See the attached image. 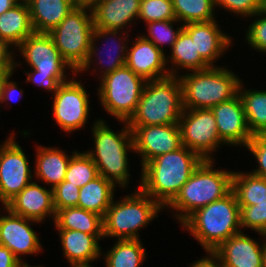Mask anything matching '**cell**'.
<instances>
[{"instance_id": "obj_1", "label": "cell", "mask_w": 266, "mask_h": 267, "mask_svg": "<svg viewBox=\"0 0 266 267\" xmlns=\"http://www.w3.org/2000/svg\"><path fill=\"white\" fill-rule=\"evenodd\" d=\"M202 161L196 152L185 146L159 155L141 167L138 188L166 209Z\"/></svg>"}, {"instance_id": "obj_2", "label": "cell", "mask_w": 266, "mask_h": 267, "mask_svg": "<svg viewBox=\"0 0 266 267\" xmlns=\"http://www.w3.org/2000/svg\"><path fill=\"white\" fill-rule=\"evenodd\" d=\"M181 225L207 252L216 250L224 241L241 231L240 206L231 190L223 198L190 214Z\"/></svg>"}, {"instance_id": "obj_3", "label": "cell", "mask_w": 266, "mask_h": 267, "mask_svg": "<svg viewBox=\"0 0 266 267\" xmlns=\"http://www.w3.org/2000/svg\"><path fill=\"white\" fill-rule=\"evenodd\" d=\"M182 85L177 76L147 81L128 126L178 124L183 113Z\"/></svg>"}, {"instance_id": "obj_4", "label": "cell", "mask_w": 266, "mask_h": 267, "mask_svg": "<svg viewBox=\"0 0 266 267\" xmlns=\"http://www.w3.org/2000/svg\"><path fill=\"white\" fill-rule=\"evenodd\" d=\"M91 130L95 148L86 153L95 163L98 174L115 186L119 184L120 187L126 188L131 176L127 152L132 150L134 152L132 132L127 122L123 129L116 133L106 125L104 119H98Z\"/></svg>"}, {"instance_id": "obj_5", "label": "cell", "mask_w": 266, "mask_h": 267, "mask_svg": "<svg viewBox=\"0 0 266 267\" xmlns=\"http://www.w3.org/2000/svg\"><path fill=\"white\" fill-rule=\"evenodd\" d=\"M213 160H203L167 207L177 210L180 224L195 210L223 198L232 190V171L214 169Z\"/></svg>"}, {"instance_id": "obj_6", "label": "cell", "mask_w": 266, "mask_h": 267, "mask_svg": "<svg viewBox=\"0 0 266 267\" xmlns=\"http://www.w3.org/2000/svg\"><path fill=\"white\" fill-rule=\"evenodd\" d=\"M178 77L184 109H211L235 97L241 83L237 74L217 65Z\"/></svg>"}, {"instance_id": "obj_7", "label": "cell", "mask_w": 266, "mask_h": 267, "mask_svg": "<svg viewBox=\"0 0 266 267\" xmlns=\"http://www.w3.org/2000/svg\"><path fill=\"white\" fill-rule=\"evenodd\" d=\"M164 209L138 188L133 194L114 199L103 217L104 238L140 239L139 229L149 224Z\"/></svg>"}, {"instance_id": "obj_8", "label": "cell", "mask_w": 266, "mask_h": 267, "mask_svg": "<svg viewBox=\"0 0 266 267\" xmlns=\"http://www.w3.org/2000/svg\"><path fill=\"white\" fill-rule=\"evenodd\" d=\"M98 95L104 110L120 122H127L134 114L146 80L128 66L102 76Z\"/></svg>"}, {"instance_id": "obj_9", "label": "cell", "mask_w": 266, "mask_h": 267, "mask_svg": "<svg viewBox=\"0 0 266 267\" xmlns=\"http://www.w3.org/2000/svg\"><path fill=\"white\" fill-rule=\"evenodd\" d=\"M93 29L92 10L75 7L48 33L62 58L75 72L87 59Z\"/></svg>"}, {"instance_id": "obj_10", "label": "cell", "mask_w": 266, "mask_h": 267, "mask_svg": "<svg viewBox=\"0 0 266 267\" xmlns=\"http://www.w3.org/2000/svg\"><path fill=\"white\" fill-rule=\"evenodd\" d=\"M178 125L182 146L196 152L203 160H214L212 153L218 150L219 144H225L218 135L211 109H184Z\"/></svg>"}, {"instance_id": "obj_11", "label": "cell", "mask_w": 266, "mask_h": 267, "mask_svg": "<svg viewBox=\"0 0 266 267\" xmlns=\"http://www.w3.org/2000/svg\"><path fill=\"white\" fill-rule=\"evenodd\" d=\"M73 78L63 82L53 94V116L64 132L70 133L85 126L89 115V94L80 81Z\"/></svg>"}, {"instance_id": "obj_12", "label": "cell", "mask_w": 266, "mask_h": 267, "mask_svg": "<svg viewBox=\"0 0 266 267\" xmlns=\"http://www.w3.org/2000/svg\"><path fill=\"white\" fill-rule=\"evenodd\" d=\"M14 135L0 146V202L4 206L33 181L29 159Z\"/></svg>"}, {"instance_id": "obj_13", "label": "cell", "mask_w": 266, "mask_h": 267, "mask_svg": "<svg viewBox=\"0 0 266 267\" xmlns=\"http://www.w3.org/2000/svg\"><path fill=\"white\" fill-rule=\"evenodd\" d=\"M132 132L134 152L141 156V166L159 155L182 147L178 124L129 126Z\"/></svg>"}, {"instance_id": "obj_14", "label": "cell", "mask_w": 266, "mask_h": 267, "mask_svg": "<svg viewBox=\"0 0 266 267\" xmlns=\"http://www.w3.org/2000/svg\"><path fill=\"white\" fill-rule=\"evenodd\" d=\"M3 209L7 215L0 216V245L8 247L24 266H30L23 262L21 255H35L43 249L37 234L30 227V222H39L14 214L6 207Z\"/></svg>"}, {"instance_id": "obj_15", "label": "cell", "mask_w": 266, "mask_h": 267, "mask_svg": "<svg viewBox=\"0 0 266 267\" xmlns=\"http://www.w3.org/2000/svg\"><path fill=\"white\" fill-rule=\"evenodd\" d=\"M211 110L216 119L220 139L226 145L246 147L253 135L247 126L244 107L239 94L213 106Z\"/></svg>"}, {"instance_id": "obj_16", "label": "cell", "mask_w": 266, "mask_h": 267, "mask_svg": "<svg viewBox=\"0 0 266 267\" xmlns=\"http://www.w3.org/2000/svg\"><path fill=\"white\" fill-rule=\"evenodd\" d=\"M131 46L128 47L125 65L138 76L151 81L170 75L166 66L168 57L151 41L141 35L137 36Z\"/></svg>"}, {"instance_id": "obj_17", "label": "cell", "mask_w": 266, "mask_h": 267, "mask_svg": "<svg viewBox=\"0 0 266 267\" xmlns=\"http://www.w3.org/2000/svg\"><path fill=\"white\" fill-rule=\"evenodd\" d=\"M262 243L240 232L213 252L220 258L222 267H264L266 240Z\"/></svg>"}, {"instance_id": "obj_18", "label": "cell", "mask_w": 266, "mask_h": 267, "mask_svg": "<svg viewBox=\"0 0 266 267\" xmlns=\"http://www.w3.org/2000/svg\"><path fill=\"white\" fill-rule=\"evenodd\" d=\"M4 207L14 214L37 222H43L49 215L53 221L56 217L52 189L48 190L33 181Z\"/></svg>"}, {"instance_id": "obj_19", "label": "cell", "mask_w": 266, "mask_h": 267, "mask_svg": "<svg viewBox=\"0 0 266 267\" xmlns=\"http://www.w3.org/2000/svg\"><path fill=\"white\" fill-rule=\"evenodd\" d=\"M220 28L216 20L183 25L194 42L196 52L209 66L215 65L213 62L225 54L232 42L231 36L223 33Z\"/></svg>"}, {"instance_id": "obj_20", "label": "cell", "mask_w": 266, "mask_h": 267, "mask_svg": "<svg viewBox=\"0 0 266 267\" xmlns=\"http://www.w3.org/2000/svg\"><path fill=\"white\" fill-rule=\"evenodd\" d=\"M64 257L70 265H90L101 256L99 241L103 235H92L77 230L57 229Z\"/></svg>"}, {"instance_id": "obj_21", "label": "cell", "mask_w": 266, "mask_h": 267, "mask_svg": "<svg viewBox=\"0 0 266 267\" xmlns=\"http://www.w3.org/2000/svg\"><path fill=\"white\" fill-rule=\"evenodd\" d=\"M120 32H121L120 30H114V29L94 28L93 29V33H92V37H91L90 48H89V53H88L87 59L83 63V65L75 73L78 74L79 72H82V71H84V72L86 70L88 71V69L91 68L90 65L93 64V61H94V60H92L93 57H95V58L98 57L97 58L98 59L97 62L99 64L98 66H100L101 64L107 65V66L101 65L102 67H100V70L99 71H101L102 72L101 74H103V75H100L99 78H101L102 76H105L108 73H111V72L115 71L118 68H121V67L125 66V63H126V55H127V51H128V46L125 44V42H126L125 40H129L128 39V35H127L128 32L127 31H126V33H122L121 32V35L122 34H123V36H124V34L126 35L125 39L122 38V37L120 38V36L116 37L117 34H119ZM108 36H109V38H111V36H112V38H111L112 39V42L111 43L115 44L116 47L115 48L112 47V50L113 51H110L111 50V47H110V50H108L109 51V55H107V51H106V56H107V59L108 60L105 61L104 60L105 58L101 57L102 56L101 53L103 54V52H100L98 50L99 48L96 47V40L98 41L99 38H107ZM113 37H115V38H113ZM116 38H118L117 40H119V42H117V43H116L117 40H115ZM108 40H107V43H109ZM112 52L115 53V55H113L114 58L110 54ZM101 58H103V59L100 60ZM104 61L106 63H103ZM101 68H102V70H101Z\"/></svg>"}, {"instance_id": "obj_22", "label": "cell", "mask_w": 266, "mask_h": 267, "mask_svg": "<svg viewBox=\"0 0 266 267\" xmlns=\"http://www.w3.org/2000/svg\"><path fill=\"white\" fill-rule=\"evenodd\" d=\"M141 0H104L94 9V28L122 30L139 16Z\"/></svg>"}, {"instance_id": "obj_23", "label": "cell", "mask_w": 266, "mask_h": 267, "mask_svg": "<svg viewBox=\"0 0 266 267\" xmlns=\"http://www.w3.org/2000/svg\"><path fill=\"white\" fill-rule=\"evenodd\" d=\"M34 32L30 11L25 0L0 15V41L17 48Z\"/></svg>"}, {"instance_id": "obj_24", "label": "cell", "mask_w": 266, "mask_h": 267, "mask_svg": "<svg viewBox=\"0 0 266 267\" xmlns=\"http://www.w3.org/2000/svg\"><path fill=\"white\" fill-rule=\"evenodd\" d=\"M34 176L43 183L51 185V189L60 184L64 179L72 157L59 148L38 146L36 149Z\"/></svg>"}, {"instance_id": "obj_25", "label": "cell", "mask_w": 266, "mask_h": 267, "mask_svg": "<svg viewBox=\"0 0 266 267\" xmlns=\"http://www.w3.org/2000/svg\"><path fill=\"white\" fill-rule=\"evenodd\" d=\"M34 32L49 33L75 7L66 0H26Z\"/></svg>"}, {"instance_id": "obj_26", "label": "cell", "mask_w": 266, "mask_h": 267, "mask_svg": "<svg viewBox=\"0 0 266 267\" xmlns=\"http://www.w3.org/2000/svg\"><path fill=\"white\" fill-rule=\"evenodd\" d=\"M115 185L102 175L88 182L79 190L77 207L92 211L104 217L114 199Z\"/></svg>"}, {"instance_id": "obj_27", "label": "cell", "mask_w": 266, "mask_h": 267, "mask_svg": "<svg viewBox=\"0 0 266 267\" xmlns=\"http://www.w3.org/2000/svg\"><path fill=\"white\" fill-rule=\"evenodd\" d=\"M55 228L77 230L92 235H103V217L80 207H69L56 212Z\"/></svg>"}, {"instance_id": "obj_28", "label": "cell", "mask_w": 266, "mask_h": 267, "mask_svg": "<svg viewBox=\"0 0 266 267\" xmlns=\"http://www.w3.org/2000/svg\"><path fill=\"white\" fill-rule=\"evenodd\" d=\"M171 61V66L168 67L170 75L177 76V68L185 69L190 72L207 69L210 66L200 57L199 53L196 52V47L192 41L191 36L182 29L179 33L176 42L171 49V55L169 56ZM175 68H174V67ZM174 70H173V69ZM171 69V70H170Z\"/></svg>"}, {"instance_id": "obj_29", "label": "cell", "mask_w": 266, "mask_h": 267, "mask_svg": "<svg viewBox=\"0 0 266 267\" xmlns=\"http://www.w3.org/2000/svg\"><path fill=\"white\" fill-rule=\"evenodd\" d=\"M232 191L239 206H252L266 202V178L251 172H233Z\"/></svg>"}, {"instance_id": "obj_30", "label": "cell", "mask_w": 266, "mask_h": 267, "mask_svg": "<svg viewBox=\"0 0 266 267\" xmlns=\"http://www.w3.org/2000/svg\"><path fill=\"white\" fill-rule=\"evenodd\" d=\"M140 239H118L104 255L106 267H140L146 251Z\"/></svg>"}, {"instance_id": "obj_31", "label": "cell", "mask_w": 266, "mask_h": 267, "mask_svg": "<svg viewBox=\"0 0 266 267\" xmlns=\"http://www.w3.org/2000/svg\"><path fill=\"white\" fill-rule=\"evenodd\" d=\"M242 83L238 94L243 103L247 126L252 135L266 132V91L243 90Z\"/></svg>"}, {"instance_id": "obj_32", "label": "cell", "mask_w": 266, "mask_h": 267, "mask_svg": "<svg viewBox=\"0 0 266 267\" xmlns=\"http://www.w3.org/2000/svg\"><path fill=\"white\" fill-rule=\"evenodd\" d=\"M17 49L31 68H34L41 59L62 58L48 33L33 32Z\"/></svg>"}, {"instance_id": "obj_33", "label": "cell", "mask_w": 266, "mask_h": 267, "mask_svg": "<svg viewBox=\"0 0 266 267\" xmlns=\"http://www.w3.org/2000/svg\"><path fill=\"white\" fill-rule=\"evenodd\" d=\"M173 9L178 20L183 25L193 22L215 20L214 0H172Z\"/></svg>"}, {"instance_id": "obj_34", "label": "cell", "mask_w": 266, "mask_h": 267, "mask_svg": "<svg viewBox=\"0 0 266 267\" xmlns=\"http://www.w3.org/2000/svg\"><path fill=\"white\" fill-rule=\"evenodd\" d=\"M72 154L64 181L81 188L99 175L98 170L86 151L75 150Z\"/></svg>"}, {"instance_id": "obj_35", "label": "cell", "mask_w": 266, "mask_h": 267, "mask_svg": "<svg viewBox=\"0 0 266 267\" xmlns=\"http://www.w3.org/2000/svg\"><path fill=\"white\" fill-rule=\"evenodd\" d=\"M178 20H165V21H155L147 23L148 36L146 34L142 35L146 40L151 41L157 48L163 50L161 46L170 45L171 49L177 40V37L183 26L181 25L177 30H174V23H178Z\"/></svg>"}, {"instance_id": "obj_36", "label": "cell", "mask_w": 266, "mask_h": 267, "mask_svg": "<svg viewBox=\"0 0 266 267\" xmlns=\"http://www.w3.org/2000/svg\"><path fill=\"white\" fill-rule=\"evenodd\" d=\"M138 19L145 23L176 20L172 0H141Z\"/></svg>"}, {"instance_id": "obj_37", "label": "cell", "mask_w": 266, "mask_h": 267, "mask_svg": "<svg viewBox=\"0 0 266 267\" xmlns=\"http://www.w3.org/2000/svg\"><path fill=\"white\" fill-rule=\"evenodd\" d=\"M240 225L250 228L266 239V202L252 206H240Z\"/></svg>"}, {"instance_id": "obj_38", "label": "cell", "mask_w": 266, "mask_h": 267, "mask_svg": "<svg viewBox=\"0 0 266 267\" xmlns=\"http://www.w3.org/2000/svg\"><path fill=\"white\" fill-rule=\"evenodd\" d=\"M79 190V187L64 180L55 186L52 191L56 212L65 208L76 207L79 200Z\"/></svg>"}, {"instance_id": "obj_39", "label": "cell", "mask_w": 266, "mask_h": 267, "mask_svg": "<svg viewBox=\"0 0 266 267\" xmlns=\"http://www.w3.org/2000/svg\"><path fill=\"white\" fill-rule=\"evenodd\" d=\"M253 23L249 25L248 30H246L245 39L248 44L259 52H266V15L257 12Z\"/></svg>"}, {"instance_id": "obj_40", "label": "cell", "mask_w": 266, "mask_h": 267, "mask_svg": "<svg viewBox=\"0 0 266 267\" xmlns=\"http://www.w3.org/2000/svg\"><path fill=\"white\" fill-rule=\"evenodd\" d=\"M214 4L215 8L220 6V8L223 7L233 14L243 15V17H254L261 8V0H214Z\"/></svg>"}, {"instance_id": "obj_41", "label": "cell", "mask_w": 266, "mask_h": 267, "mask_svg": "<svg viewBox=\"0 0 266 267\" xmlns=\"http://www.w3.org/2000/svg\"><path fill=\"white\" fill-rule=\"evenodd\" d=\"M246 148L254 155L259 165L251 173L266 178V132L254 134Z\"/></svg>"}, {"instance_id": "obj_42", "label": "cell", "mask_w": 266, "mask_h": 267, "mask_svg": "<svg viewBox=\"0 0 266 267\" xmlns=\"http://www.w3.org/2000/svg\"><path fill=\"white\" fill-rule=\"evenodd\" d=\"M70 68L72 72L75 71L63 58H52V60H40L34 67L37 70V75L42 76H67L65 74L66 68Z\"/></svg>"}, {"instance_id": "obj_43", "label": "cell", "mask_w": 266, "mask_h": 267, "mask_svg": "<svg viewBox=\"0 0 266 267\" xmlns=\"http://www.w3.org/2000/svg\"><path fill=\"white\" fill-rule=\"evenodd\" d=\"M27 82H32L38 87L45 88L48 92H53V94L58 90L59 86L68 80H66V76H42L37 75V70L31 68V72H26Z\"/></svg>"}, {"instance_id": "obj_44", "label": "cell", "mask_w": 266, "mask_h": 267, "mask_svg": "<svg viewBox=\"0 0 266 267\" xmlns=\"http://www.w3.org/2000/svg\"><path fill=\"white\" fill-rule=\"evenodd\" d=\"M11 46L6 42L0 41V74H12L16 66L14 54L10 51Z\"/></svg>"}, {"instance_id": "obj_45", "label": "cell", "mask_w": 266, "mask_h": 267, "mask_svg": "<svg viewBox=\"0 0 266 267\" xmlns=\"http://www.w3.org/2000/svg\"><path fill=\"white\" fill-rule=\"evenodd\" d=\"M12 74H9L6 76L5 80L3 81V84H2V87H1V98H0V105L1 103L3 102H7V101H15L14 98V95L19 93L18 96L22 97V93H23V90L18 88L17 86V83L13 82V81H10V77H11ZM16 94V95H17Z\"/></svg>"}, {"instance_id": "obj_46", "label": "cell", "mask_w": 266, "mask_h": 267, "mask_svg": "<svg viewBox=\"0 0 266 267\" xmlns=\"http://www.w3.org/2000/svg\"><path fill=\"white\" fill-rule=\"evenodd\" d=\"M0 267H25L8 247L0 245Z\"/></svg>"}, {"instance_id": "obj_47", "label": "cell", "mask_w": 266, "mask_h": 267, "mask_svg": "<svg viewBox=\"0 0 266 267\" xmlns=\"http://www.w3.org/2000/svg\"><path fill=\"white\" fill-rule=\"evenodd\" d=\"M190 267H222V264L220 258L214 252L207 251V256L193 262Z\"/></svg>"}, {"instance_id": "obj_48", "label": "cell", "mask_w": 266, "mask_h": 267, "mask_svg": "<svg viewBox=\"0 0 266 267\" xmlns=\"http://www.w3.org/2000/svg\"><path fill=\"white\" fill-rule=\"evenodd\" d=\"M20 0H0V15L15 6Z\"/></svg>"}, {"instance_id": "obj_49", "label": "cell", "mask_w": 266, "mask_h": 267, "mask_svg": "<svg viewBox=\"0 0 266 267\" xmlns=\"http://www.w3.org/2000/svg\"><path fill=\"white\" fill-rule=\"evenodd\" d=\"M103 1L104 0H80V7L92 10Z\"/></svg>"}, {"instance_id": "obj_50", "label": "cell", "mask_w": 266, "mask_h": 267, "mask_svg": "<svg viewBox=\"0 0 266 267\" xmlns=\"http://www.w3.org/2000/svg\"><path fill=\"white\" fill-rule=\"evenodd\" d=\"M260 12L266 15V0H261Z\"/></svg>"}, {"instance_id": "obj_51", "label": "cell", "mask_w": 266, "mask_h": 267, "mask_svg": "<svg viewBox=\"0 0 266 267\" xmlns=\"http://www.w3.org/2000/svg\"><path fill=\"white\" fill-rule=\"evenodd\" d=\"M7 75L9 74H0V98H1V87Z\"/></svg>"}, {"instance_id": "obj_52", "label": "cell", "mask_w": 266, "mask_h": 267, "mask_svg": "<svg viewBox=\"0 0 266 267\" xmlns=\"http://www.w3.org/2000/svg\"><path fill=\"white\" fill-rule=\"evenodd\" d=\"M71 3L74 7H80V0H66Z\"/></svg>"}, {"instance_id": "obj_53", "label": "cell", "mask_w": 266, "mask_h": 267, "mask_svg": "<svg viewBox=\"0 0 266 267\" xmlns=\"http://www.w3.org/2000/svg\"><path fill=\"white\" fill-rule=\"evenodd\" d=\"M71 267H91V265H71Z\"/></svg>"}, {"instance_id": "obj_54", "label": "cell", "mask_w": 266, "mask_h": 267, "mask_svg": "<svg viewBox=\"0 0 266 267\" xmlns=\"http://www.w3.org/2000/svg\"><path fill=\"white\" fill-rule=\"evenodd\" d=\"M264 267H266V247H265V252H264Z\"/></svg>"}, {"instance_id": "obj_55", "label": "cell", "mask_w": 266, "mask_h": 267, "mask_svg": "<svg viewBox=\"0 0 266 267\" xmlns=\"http://www.w3.org/2000/svg\"><path fill=\"white\" fill-rule=\"evenodd\" d=\"M25 267H37V266H25ZM38 267H40V266H38ZM41 267H43V266H41Z\"/></svg>"}]
</instances>
